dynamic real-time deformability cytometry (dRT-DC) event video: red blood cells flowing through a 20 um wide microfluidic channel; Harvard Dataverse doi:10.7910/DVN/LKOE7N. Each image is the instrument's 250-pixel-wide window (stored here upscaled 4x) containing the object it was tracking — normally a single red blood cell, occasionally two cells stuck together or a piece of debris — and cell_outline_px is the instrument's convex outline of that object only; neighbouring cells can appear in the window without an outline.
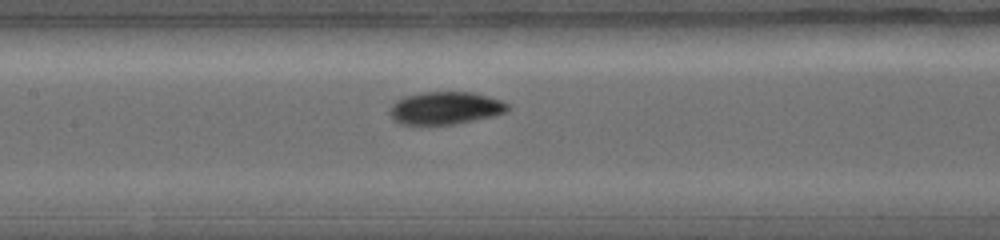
{"species": "common noctule bat (a hibernating species)", "species_latin": "Nyctalus noctula", "temperature_condition": "warm", "stored_images_in_passage": 28, "camera_frame_rate_fps": 5000, "um_per_image_px": 0.085, "animal": {"sex": "female", "body_mass_g": 19.0, "forearm_length_mm": 56.7}, "frame": {"image": 1, "passage_image": 13, "time_ms": 3.8, "image_size_px": [1000, 240], "cell_outline_px": [[508, 108], [504, 112], [492, 116], [452, 124], [400, 124], [388, 112], [388, 108], [396, 100], [404, 96], [420, 92], [472, 92], [488, 96], [500, 100], [508, 104]], "centroid_in_image_um": [37.8, 9.17], "position_along_channel_um": 169.6, "area_um2": 22.2}}
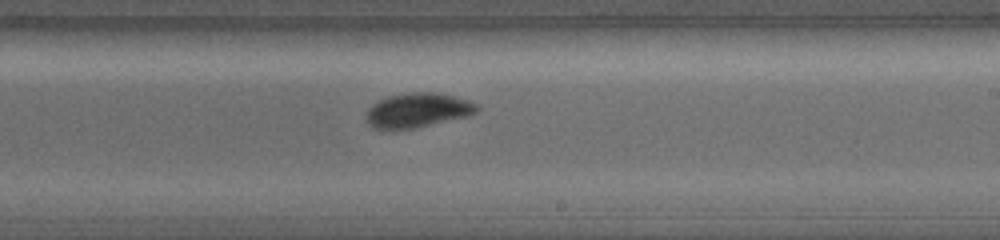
{"frame": {"image": 2, "passage_image": 17, "time_ms": 5.2, "image_size_px": [1000, 240], "cell_outline_px": [[480, 108], [476, 112], [468, 116], [416, 128], [372, 128], [368, 124], [364, 116], [368, 108], [372, 104], [388, 96], [412, 92], [436, 92], [468, 100], [476, 104]], "centroid_in_image_um": [35.49, 9.37], "position_along_channel_um": 253.5, "area_um2": 22.14}}
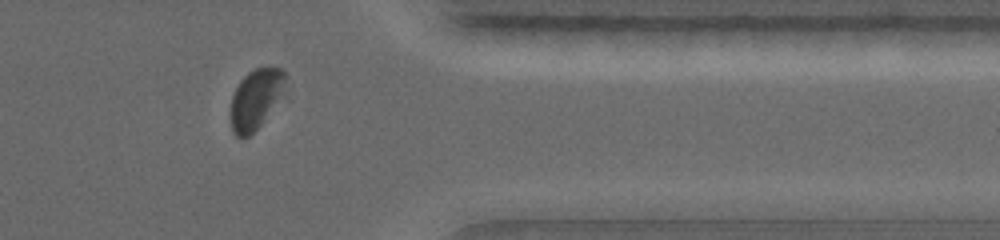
{"frame": {"image": 3, "passage_image": 24, "time_ms": 7.6, "image_size_px": [1000, 240], "cell_outline_px": [[284, 80], [276, 96], [260, 124], [248, 136], [236, 136], [232, 132], [232, 96], [240, 80], [248, 72], [256, 68], [280, 68], [284, 72]], "centroid_in_image_um": [21.63, 8.39], "position_along_channel_um": 389.8, "area_um2": 17.4}}